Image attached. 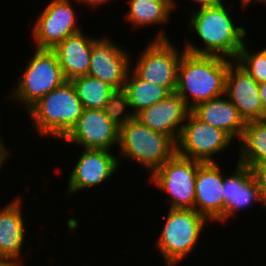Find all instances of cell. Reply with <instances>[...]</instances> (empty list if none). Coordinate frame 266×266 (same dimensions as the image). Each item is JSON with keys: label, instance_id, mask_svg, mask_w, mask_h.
<instances>
[{"label": "cell", "instance_id": "obj_1", "mask_svg": "<svg viewBox=\"0 0 266 266\" xmlns=\"http://www.w3.org/2000/svg\"><path fill=\"white\" fill-rule=\"evenodd\" d=\"M226 9L222 3L200 6L191 11L189 29L196 31L204 46L198 48L193 42H187L183 49L191 54L217 55L235 60L245 43L247 32L233 23Z\"/></svg>", "mask_w": 266, "mask_h": 266}, {"label": "cell", "instance_id": "obj_2", "mask_svg": "<svg viewBox=\"0 0 266 266\" xmlns=\"http://www.w3.org/2000/svg\"><path fill=\"white\" fill-rule=\"evenodd\" d=\"M233 61L217 55H196L188 52L182 55L178 66L176 92L190 110L202 102L225 95L227 72Z\"/></svg>", "mask_w": 266, "mask_h": 266}, {"label": "cell", "instance_id": "obj_3", "mask_svg": "<svg viewBox=\"0 0 266 266\" xmlns=\"http://www.w3.org/2000/svg\"><path fill=\"white\" fill-rule=\"evenodd\" d=\"M83 110V104L77 97L72 82L67 80L39 99L28 109V113L36 133L62 140Z\"/></svg>", "mask_w": 266, "mask_h": 266}, {"label": "cell", "instance_id": "obj_4", "mask_svg": "<svg viewBox=\"0 0 266 266\" xmlns=\"http://www.w3.org/2000/svg\"><path fill=\"white\" fill-rule=\"evenodd\" d=\"M120 159L136 160L150 173L177 153V143L169 136L155 132L135 117L119 128Z\"/></svg>", "mask_w": 266, "mask_h": 266}, {"label": "cell", "instance_id": "obj_5", "mask_svg": "<svg viewBox=\"0 0 266 266\" xmlns=\"http://www.w3.org/2000/svg\"><path fill=\"white\" fill-rule=\"evenodd\" d=\"M166 217L156 247L166 266H175L195 250L208 219L194 209H170Z\"/></svg>", "mask_w": 266, "mask_h": 266}, {"label": "cell", "instance_id": "obj_6", "mask_svg": "<svg viewBox=\"0 0 266 266\" xmlns=\"http://www.w3.org/2000/svg\"><path fill=\"white\" fill-rule=\"evenodd\" d=\"M24 72L18 80L17 88L7 98L25 105L28 110L44 95L67 81L53 49L36 48Z\"/></svg>", "mask_w": 266, "mask_h": 266}, {"label": "cell", "instance_id": "obj_7", "mask_svg": "<svg viewBox=\"0 0 266 266\" xmlns=\"http://www.w3.org/2000/svg\"><path fill=\"white\" fill-rule=\"evenodd\" d=\"M164 31H159L155 38L140 52V57L132 71L142 80L166 88L170 93L176 91L180 54Z\"/></svg>", "mask_w": 266, "mask_h": 266}, {"label": "cell", "instance_id": "obj_8", "mask_svg": "<svg viewBox=\"0 0 266 266\" xmlns=\"http://www.w3.org/2000/svg\"><path fill=\"white\" fill-rule=\"evenodd\" d=\"M199 161L177 153L151 174L150 182L171 196L170 209H194Z\"/></svg>", "mask_w": 266, "mask_h": 266}, {"label": "cell", "instance_id": "obj_9", "mask_svg": "<svg viewBox=\"0 0 266 266\" xmlns=\"http://www.w3.org/2000/svg\"><path fill=\"white\" fill-rule=\"evenodd\" d=\"M186 120L177 141V154L202 163L216 162L213 155L227 149L233 139L222 129L198 119L191 111Z\"/></svg>", "mask_w": 266, "mask_h": 266}, {"label": "cell", "instance_id": "obj_10", "mask_svg": "<svg viewBox=\"0 0 266 266\" xmlns=\"http://www.w3.org/2000/svg\"><path fill=\"white\" fill-rule=\"evenodd\" d=\"M33 26L38 49H53L69 35L81 31L69 0H51Z\"/></svg>", "mask_w": 266, "mask_h": 266}, {"label": "cell", "instance_id": "obj_11", "mask_svg": "<svg viewBox=\"0 0 266 266\" xmlns=\"http://www.w3.org/2000/svg\"><path fill=\"white\" fill-rule=\"evenodd\" d=\"M65 142L76 143L84 149H106L119 143V127L104 113L103 109L84 108L83 113L62 138Z\"/></svg>", "mask_w": 266, "mask_h": 266}, {"label": "cell", "instance_id": "obj_12", "mask_svg": "<svg viewBox=\"0 0 266 266\" xmlns=\"http://www.w3.org/2000/svg\"><path fill=\"white\" fill-rule=\"evenodd\" d=\"M130 57L120 45L114 44L108 36L95 39L92 43L88 76L110 84L114 89L124 88L129 72Z\"/></svg>", "mask_w": 266, "mask_h": 266}, {"label": "cell", "instance_id": "obj_13", "mask_svg": "<svg viewBox=\"0 0 266 266\" xmlns=\"http://www.w3.org/2000/svg\"><path fill=\"white\" fill-rule=\"evenodd\" d=\"M118 160L106 149H84L69 176L66 194L71 196L112 178L120 165Z\"/></svg>", "mask_w": 266, "mask_h": 266}, {"label": "cell", "instance_id": "obj_14", "mask_svg": "<svg viewBox=\"0 0 266 266\" xmlns=\"http://www.w3.org/2000/svg\"><path fill=\"white\" fill-rule=\"evenodd\" d=\"M224 173L217 162H199L194 210L210 222H223ZM200 208V209H199Z\"/></svg>", "mask_w": 266, "mask_h": 266}, {"label": "cell", "instance_id": "obj_15", "mask_svg": "<svg viewBox=\"0 0 266 266\" xmlns=\"http://www.w3.org/2000/svg\"><path fill=\"white\" fill-rule=\"evenodd\" d=\"M191 110L175 91L140 111L135 118L155 132L171 137L176 143Z\"/></svg>", "mask_w": 266, "mask_h": 266}, {"label": "cell", "instance_id": "obj_16", "mask_svg": "<svg viewBox=\"0 0 266 266\" xmlns=\"http://www.w3.org/2000/svg\"><path fill=\"white\" fill-rule=\"evenodd\" d=\"M225 96L238 109L245 123L262 120V101L259 83L235 61L228 68Z\"/></svg>", "mask_w": 266, "mask_h": 266}, {"label": "cell", "instance_id": "obj_17", "mask_svg": "<svg viewBox=\"0 0 266 266\" xmlns=\"http://www.w3.org/2000/svg\"><path fill=\"white\" fill-rule=\"evenodd\" d=\"M233 175L224 177L223 222L227 221L239 209L251 206L253 203H264L260 189L251 169L237 163Z\"/></svg>", "mask_w": 266, "mask_h": 266}, {"label": "cell", "instance_id": "obj_18", "mask_svg": "<svg viewBox=\"0 0 266 266\" xmlns=\"http://www.w3.org/2000/svg\"><path fill=\"white\" fill-rule=\"evenodd\" d=\"M20 198L0 210V259L9 266H21L20 257L25 240V226Z\"/></svg>", "mask_w": 266, "mask_h": 266}, {"label": "cell", "instance_id": "obj_19", "mask_svg": "<svg viewBox=\"0 0 266 266\" xmlns=\"http://www.w3.org/2000/svg\"><path fill=\"white\" fill-rule=\"evenodd\" d=\"M79 31L69 35L53 48L66 80L88 74L92 43L96 38Z\"/></svg>", "mask_w": 266, "mask_h": 266}, {"label": "cell", "instance_id": "obj_20", "mask_svg": "<svg viewBox=\"0 0 266 266\" xmlns=\"http://www.w3.org/2000/svg\"><path fill=\"white\" fill-rule=\"evenodd\" d=\"M223 96L202 102L193 107L191 112L203 122L222 129L233 140L236 137L240 141L246 123L228 97L223 99Z\"/></svg>", "mask_w": 266, "mask_h": 266}, {"label": "cell", "instance_id": "obj_21", "mask_svg": "<svg viewBox=\"0 0 266 266\" xmlns=\"http://www.w3.org/2000/svg\"><path fill=\"white\" fill-rule=\"evenodd\" d=\"M239 142V164L250 169L266 163V120L249 121L245 124Z\"/></svg>", "mask_w": 266, "mask_h": 266}, {"label": "cell", "instance_id": "obj_22", "mask_svg": "<svg viewBox=\"0 0 266 266\" xmlns=\"http://www.w3.org/2000/svg\"><path fill=\"white\" fill-rule=\"evenodd\" d=\"M124 89L127 92L130 107L134 110L132 111L134 116L170 94L166 88L140 79L132 70L127 74Z\"/></svg>", "mask_w": 266, "mask_h": 266}, {"label": "cell", "instance_id": "obj_23", "mask_svg": "<svg viewBox=\"0 0 266 266\" xmlns=\"http://www.w3.org/2000/svg\"><path fill=\"white\" fill-rule=\"evenodd\" d=\"M128 3L130 7L125 19L134 27L164 24L175 9L168 0H129Z\"/></svg>", "mask_w": 266, "mask_h": 266}, {"label": "cell", "instance_id": "obj_24", "mask_svg": "<svg viewBox=\"0 0 266 266\" xmlns=\"http://www.w3.org/2000/svg\"><path fill=\"white\" fill-rule=\"evenodd\" d=\"M70 81L83 107L87 109H103L115 90L110 84L88 75L79 76Z\"/></svg>", "mask_w": 266, "mask_h": 266}, {"label": "cell", "instance_id": "obj_25", "mask_svg": "<svg viewBox=\"0 0 266 266\" xmlns=\"http://www.w3.org/2000/svg\"><path fill=\"white\" fill-rule=\"evenodd\" d=\"M250 52L244 43L234 61L257 83L266 82V48L259 50V52L255 51V53Z\"/></svg>", "mask_w": 266, "mask_h": 266}, {"label": "cell", "instance_id": "obj_26", "mask_svg": "<svg viewBox=\"0 0 266 266\" xmlns=\"http://www.w3.org/2000/svg\"><path fill=\"white\" fill-rule=\"evenodd\" d=\"M128 107L130 108L127 92L124 88H120L115 89L111 93L108 102L104 105L103 111L120 128L135 117L132 111L127 110L128 112H125V109H128Z\"/></svg>", "mask_w": 266, "mask_h": 266}, {"label": "cell", "instance_id": "obj_27", "mask_svg": "<svg viewBox=\"0 0 266 266\" xmlns=\"http://www.w3.org/2000/svg\"><path fill=\"white\" fill-rule=\"evenodd\" d=\"M251 171L255 180L257 181L261 197L266 208V163L254 165L251 168Z\"/></svg>", "mask_w": 266, "mask_h": 266}, {"label": "cell", "instance_id": "obj_28", "mask_svg": "<svg viewBox=\"0 0 266 266\" xmlns=\"http://www.w3.org/2000/svg\"><path fill=\"white\" fill-rule=\"evenodd\" d=\"M259 92L262 101V120H266V82L259 83Z\"/></svg>", "mask_w": 266, "mask_h": 266}, {"label": "cell", "instance_id": "obj_29", "mask_svg": "<svg viewBox=\"0 0 266 266\" xmlns=\"http://www.w3.org/2000/svg\"><path fill=\"white\" fill-rule=\"evenodd\" d=\"M3 139L0 137V169L5 164L7 158L10 156V151L7 150L5 143L3 144Z\"/></svg>", "mask_w": 266, "mask_h": 266}, {"label": "cell", "instance_id": "obj_30", "mask_svg": "<svg viewBox=\"0 0 266 266\" xmlns=\"http://www.w3.org/2000/svg\"><path fill=\"white\" fill-rule=\"evenodd\" d=\"M78 2H84L85 4L92 6L93 8H95V6L98 7V5H102L104 3L110 2L109 0H77Z\"/></svg>", "mask_w": 266, "mask_h": 266}, {"label": "cell", "instance_id": "obj_31", "mask_svg": "<svg viewBox=\"0 0 266 266\" xmlns=\"http://www.w3.org/2000/svg\"><path fill=\"white\" fill-rule=\"evenodd\" d=\"M195 1L197 4H199L200 6H209V5H218V4H222L224 2H222V0H192Z\"/></svg>", "mask_w": 266, "mask_h": 266}, {"label": "cell", "instance_id": "obj_32", "mask_svg": "<svg viewBox=\"0 0 266 266\" xmlns=\"http://www.w3.org/2000/svg\"><path fill=\"white\" fill-rule=\"evenodd\" d=\"M251 1L252 0H241V3H242L241 6L243 5L242 7H246L248 4L251 3ZM257 1L260 3H264V0H255V2H257Z\"/></svg>", "mask_w": 266, "mask_h": 266}, {"label": "cell", "instance_id": "obj_33", "mask_svg": "<svg viewBox=\"0 0 266 266\" xmlns=\"http://www.w3.org/2000/svg\"><path fill=\"white\" fill-rule=\"evenodd\" d=\"M0 266H9L4 260L0 259Z\"/></svg>", "mask_w": 266, "mask_h": 266}, {"label": "cell", "instance_id": "obj_34", "mask_svg": "<svg viewBox=\"0 0 266 266\" xmlns=\"http://www.w3.org/2000/svg\"><path fill=\"white\" fill-rule=\"evenodd\" d=\"M174 7L176 6V2H174L175 0H168Z\"/></svg>", "mask_w": 266, "mask_h": 266}]
</instances>
